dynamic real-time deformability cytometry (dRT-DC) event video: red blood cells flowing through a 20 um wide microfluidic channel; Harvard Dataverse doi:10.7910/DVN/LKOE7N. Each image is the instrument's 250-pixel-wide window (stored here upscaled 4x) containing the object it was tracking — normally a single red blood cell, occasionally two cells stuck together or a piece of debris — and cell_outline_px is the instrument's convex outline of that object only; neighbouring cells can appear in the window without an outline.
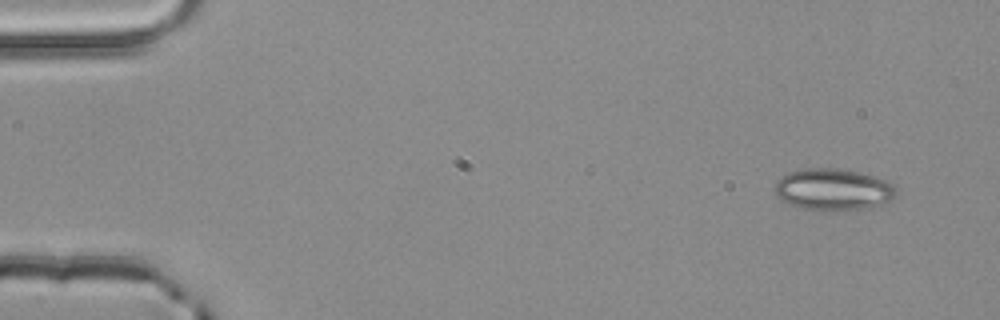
{"species": "common noctule bat (a hibernating species)", "species_latin": "Nyctalus noctula", "temperature_condition": "room temperature", "stored_images_in_passage": 3, "camera_frame_rate_fps": 3000, "um_per_image_px": 0.085, "animal": {"sex": "male", "body_mass_g": 20.4}, "frame": {"image": 1, "passage_image": 1, "time_ms": 0.0, "image_size_px": [1000, 320], "cell_outline_px": [[896, 196], [892, 200], [884, 204], [868, 208], [832, 212], [804, 208], [780, 200], [776, 192], [776, 180], [780, 176], [788, 172], [804, 168], [836, 168], [860, 172], [884, 180], [892, 184], [896, 188]], "centroid_in_image_um": [70.84, 16.12], "position_along_channel_um": 14.2, "area_um2": 29.77}}
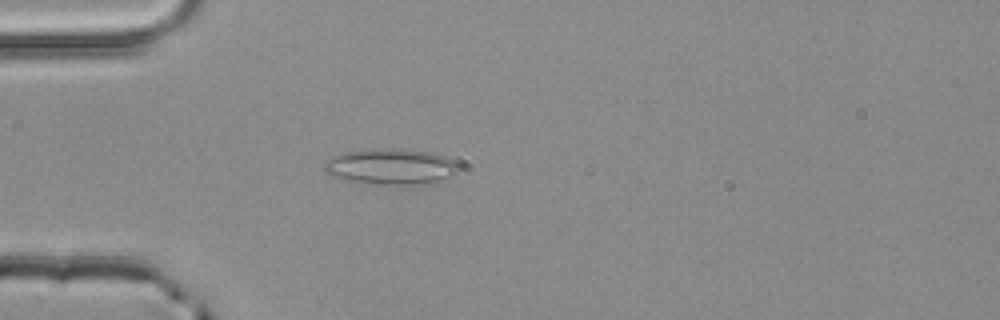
{"frame": {"image": 2, "passage_image": 3, "time_ms": 0.667, "image_size_px": [1000, 320], "cell_outline_px": [[456, 168], [452, 176], [436, 180], [412, 184], [372, 184], [340, 180], [332, 176], [324, 168], [324, 160], [332, 156], [344, 152], [380, 148], [400, 148], [432, 152], [444, 156], [452, 160], [456, 164]], "centroid_in_image_um": [33.11, 14.14], "position_along_channel_um": 51.9, "area_um2": 27.86}}